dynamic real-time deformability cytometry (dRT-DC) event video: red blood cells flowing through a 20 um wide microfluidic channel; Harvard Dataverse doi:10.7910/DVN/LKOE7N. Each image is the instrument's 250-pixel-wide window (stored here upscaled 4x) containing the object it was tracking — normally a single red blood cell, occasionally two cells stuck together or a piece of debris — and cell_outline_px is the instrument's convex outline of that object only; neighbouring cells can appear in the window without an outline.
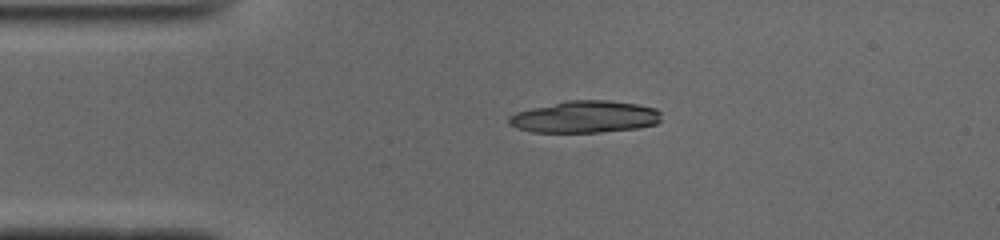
{"species": "common noctule bat (a hibernating species)", "species_latin": "Nyctalus noctula", "temperature_condition": "cold", "stored_images_in_passage": 34, "camera_frame_rate_fps": 3000, "um_per_image_px": 0.085, "animal": {"sex": "male", "body_mass_g": 19.0, "forearm_length_mm": 50.8}, "frame": {"image": 1, "passage_image": 1, "time_ms": 0.0, "image_size_px": [1000, 240], "cell_outline_px": [[660, 120], [656, 124], [640, 128], [600, 132], [532, 132], [516, 128], [508, 124], [508, 116], [516, 112], [564, 100], [608, 100], [636, 104], [656, 108], [660, 112]], "centroid_in_image_um": [49.7, 9.93], "position_along_channel_um": 35.3, "area_um2": 28.55}}